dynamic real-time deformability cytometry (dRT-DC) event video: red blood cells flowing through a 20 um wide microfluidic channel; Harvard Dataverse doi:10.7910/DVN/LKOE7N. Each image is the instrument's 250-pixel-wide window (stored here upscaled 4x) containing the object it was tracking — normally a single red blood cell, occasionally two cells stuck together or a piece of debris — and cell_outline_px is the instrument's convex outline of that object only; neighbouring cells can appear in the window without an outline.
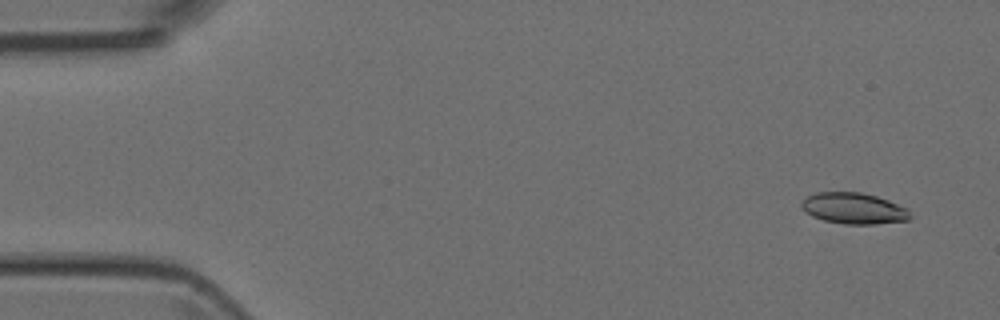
{"species": "Egyptian fruit bat (a non-hibernating species)", "species_latin": "Rousettus aegyptiacus", "temperature_condition": "room temperature", "stored_images_in_passage": 48, "camera_frame_rate_fps": 3000, "um_per_image_px": 0.085, "animal": {"sex": "female"}, "frame": {"image": 1, "passage_image": 1, "time_ms": 0.0, "image_size_px": [1000, 320], "cell_outline_px": [[912, 216], [908, 220], [876, 224], [844, 224], [824, 220], [812, 216], [804, 212], [800, 208], [800, 204], [808, 196], [816, 192], [860, 192], [876, 196], [888, 200], [908, 208]], "centroid_in_image_um": [72.57, 17.71], "position_along_channel_um": 12.4, "area_um2": 19.83}}
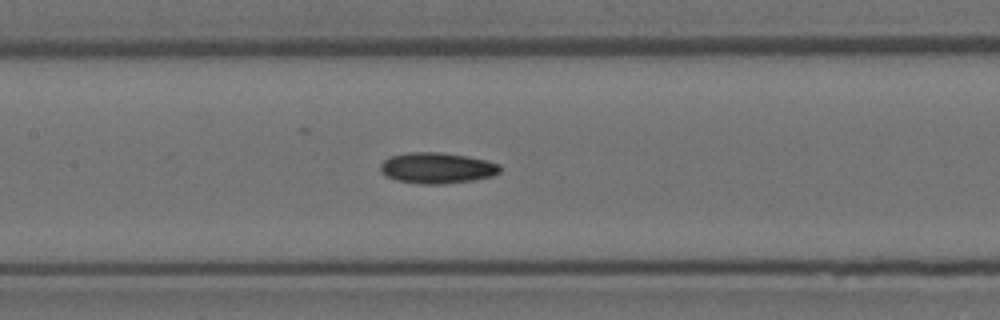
{"frame": {"image": 2, "passage_image": 21, "time_ms": 6.667, "image_size_px": [1000, 320], "cell_outline_px": [[500, 172], [492, 176], [472, 180], [444, 184], [420, 184], [396, 180], [388, 176], [380, 168], [380, 164], [388, 156], [412, 152], [436, 152], [468, 156], [500, 164]], "centroid_in_image_um": [37.15, 14.28], "position_along_channel_um": 170.3, "area_um2": 21.39}}
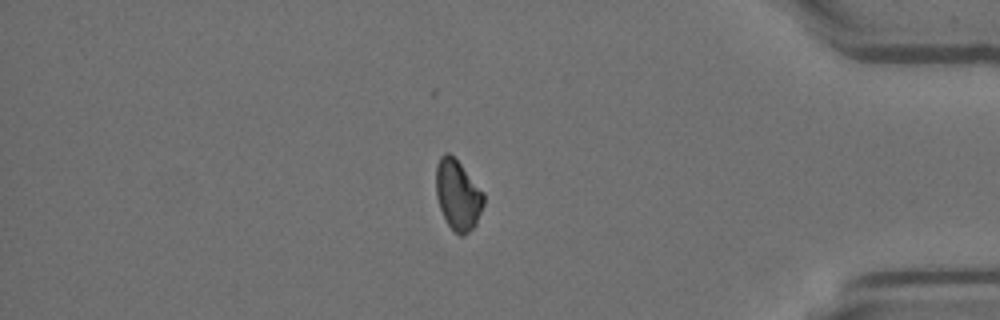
{"frame": {"image": 3, "passage_image": 40, "time_ms": 13.0, "image_size_px": [1000, 320], "cell_outline_px": [[484, 204], [476, 224], [464, 236], [460, 236], [448, 224], [440, 208], [436, 196], [436, 164], [440, 156], [444, 152], [448, 152], [460, 164], [484, 192]], "centroid_in_image_um": [38.91, 16.57], "position_along_channel_um": 396.3, "area_um2": 19.36}}